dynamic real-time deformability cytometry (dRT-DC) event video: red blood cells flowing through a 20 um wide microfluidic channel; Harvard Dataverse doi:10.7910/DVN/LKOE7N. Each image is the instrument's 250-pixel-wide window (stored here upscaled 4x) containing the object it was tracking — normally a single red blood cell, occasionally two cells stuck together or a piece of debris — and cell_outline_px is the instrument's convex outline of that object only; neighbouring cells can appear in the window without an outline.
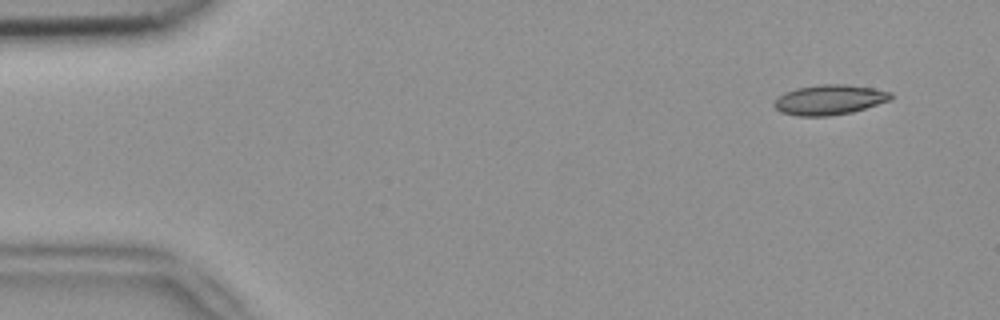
{"species": "common noctule bat (a hibernating species)", "species_latin": "Nyctalus noctula", "temperature_condition": "room temperature", "stored_images_in_passage": 46, "camera_frame_rate_fps": 3000, "um_per_image_px": 0.085, "animal": {"sex": "female", "body_mass_g": 18.4}, "frame": {"image": 1, "passage_image": 1, "time_ms": 0.0, "image_size_px": [1000, 320], "cell_outline_px": [[892, 100], [852, 112], [828, 116], [796, 116], [780, 112], [772, 104], [784, 92], [796, 88], [820, 84], [844, 84], [872, 88], [892, 92]], "centroid_in_image_um": [70.5, 8.48], "position_along_channel_um": 14.5, "area_um2": 20.46}}
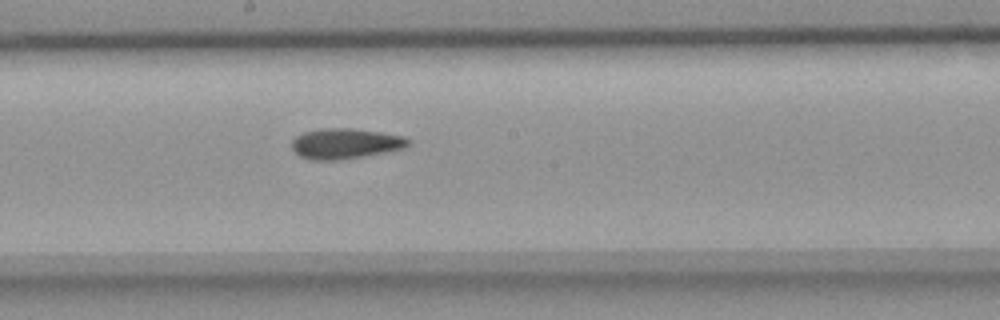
{"frame": {"image": 2, "passage_image": 25, "time_ms": 8.0, "image_size_px": [1000, 320], "cell_outline_px": [[412, 140], [404, 148], [364, 156], [340, 160], [312, 160], [300, 156], [292, 148], [292, 140], [296, 136], [304, 132], [320, 128], [352, 128], [380, 132], [404, 136]], "centroid_in_image_um": [29.35, 12.2], "position_along_channel_um": 218.9, "area_um2": 20.63}}
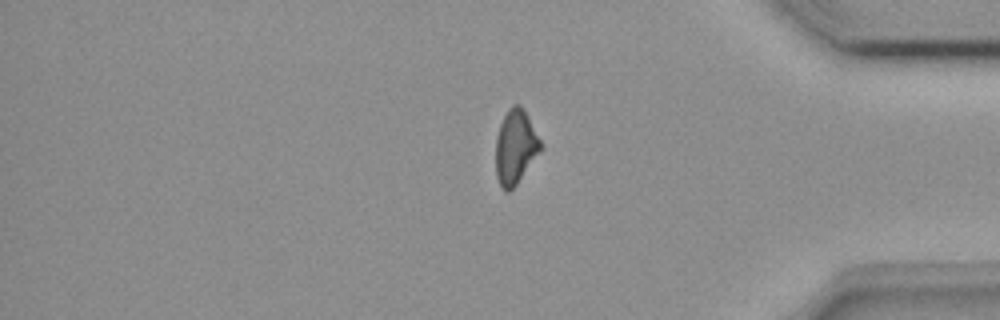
{"frame": {"image": 3, "passage_image": 40, "time_ms": 13.0, "image_size_px": [1000, 320], "cell_outline_px": [[540, 152], [516, 184], [508, 192], [504, 192], [496, 176], [496, 136], [500, 124], [508, 108], [512, 104], [520, 104], [540, 140]], "centroid_in_image_um": [43.78, 12.5], "position_along_channel_um": 391.4, "area_um2": 19.02}}